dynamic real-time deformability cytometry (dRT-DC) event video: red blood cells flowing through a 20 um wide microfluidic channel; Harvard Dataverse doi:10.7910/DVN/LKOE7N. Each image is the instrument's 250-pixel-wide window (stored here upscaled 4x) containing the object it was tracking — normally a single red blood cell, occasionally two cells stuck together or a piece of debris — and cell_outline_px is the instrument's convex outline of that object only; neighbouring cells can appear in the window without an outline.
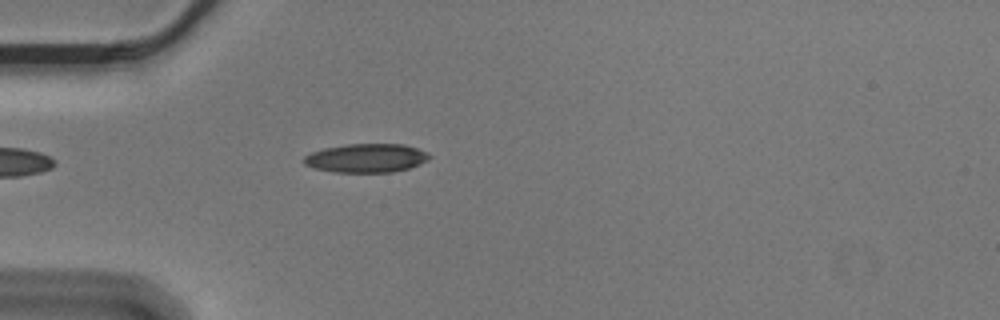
{"species": "Egyptian fruit bat (a non-hibernating species)", "species_latin": "Rousettus aegyptiacus", "temperature_condition": "cold", "stored_images_in_passage": 42, "camera_frame_rate_fps": 3000, "um_per_image_px": 0.085, "animal": {"sex": "male"}, "frame": {"image": 1, "passage_image": 2, "time_ms": 0.333, "image_size_px": [1000, 320], "cell_outline_px": [[432, 156], [428, 160], [420, 164], [408, 168], [392, 172], [332, 172], [312, 168], [304, 164], [304, 156], [312, 152], [324, 148], [348, 144], [404, 144], [416, 148]], "centroid_in_image_um": [31.11, 13.44], "position_along_channel_um": 53.9, "area_um2": 20.98}}
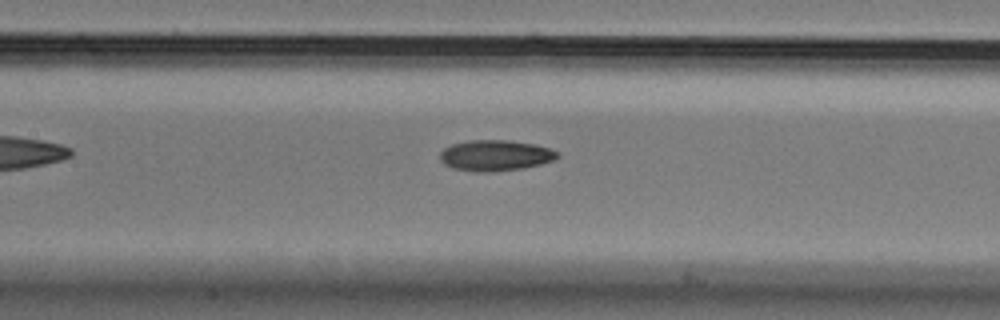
{"frame": {"image": 2, "passage_image": 12, "time_ms": 3.667, "image_size_px": [1000, 320], "cell_outline_px": [[560, 156], [552, 160], [540, 164], [524, 168], [496, 172], [476, 172], [452, 168], [444, 164], [440, 160], [440, 152], [444, 148], [452, 144], [468, 140], [508, 140], [532, 144], [548, 148], [560, 152]], "centroid_in_image_um": [42.08, 13.22], "position_along_channel_um": 165.3, "area_um2": 21.21}}
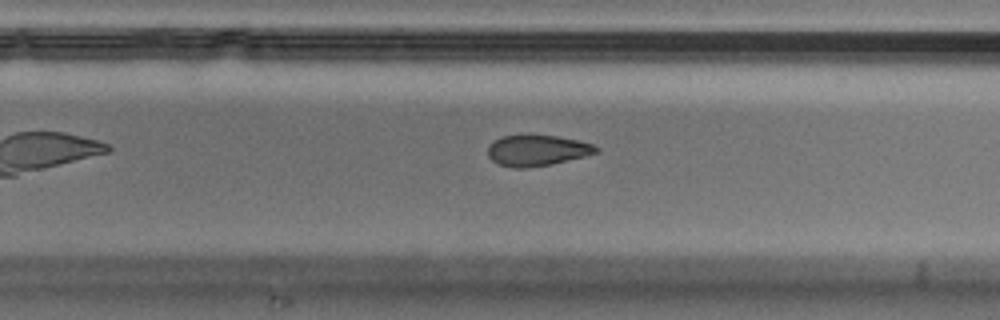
{"frame": {"image": 3, "passage_image": 22, "time_ms": 7.0, "image_size_px": [1000, 320], "cell_outline_px": [[600, 152], [552, 164], [528, 168], [512, 168], [496, 164], [488, 156], [488, 144], [504, 136], [556, 136], [576, 140], [592, 144], [600, 148]], "centroid_in_image_um": [45.64, 12.81], "position_along_channel_um": 284.2, "area_um2": 19.36}, "authors_computed_cell_mechanics": {"area_um2": 20.9814, "velocity_mm_per_s": 3.5721, "shape_relaxation_time_tau1_ms": 6.6862, "shape_relaxation_time_tau2_ms": 8.1573, "deformation_change_tau1": 0.1233, "deformation_change_tau2": 0.1575}}